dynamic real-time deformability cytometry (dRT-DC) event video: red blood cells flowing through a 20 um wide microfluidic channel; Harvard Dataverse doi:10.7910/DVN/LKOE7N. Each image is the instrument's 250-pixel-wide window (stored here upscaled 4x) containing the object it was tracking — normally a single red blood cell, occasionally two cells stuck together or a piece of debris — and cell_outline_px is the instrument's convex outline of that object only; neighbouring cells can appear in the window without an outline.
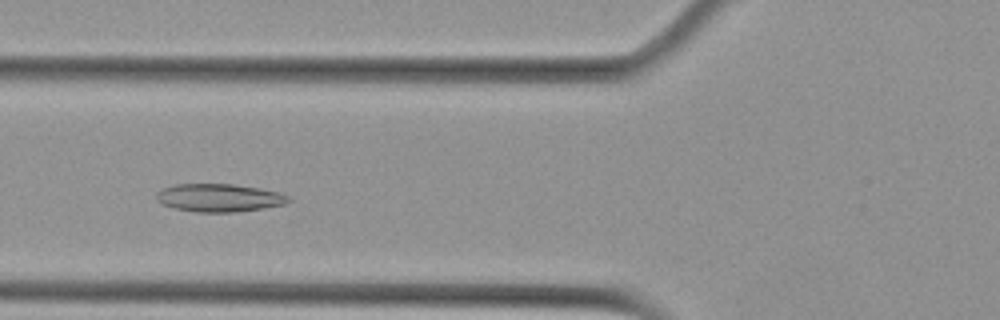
{"species": "Egyptian fruit bat (a non-hibernating species)", "species_latin": "Rousettus aegyptiacus", "temperature_condition": "cold", "stored_images_in_passage": 53, "camera_frame_rate_fps": 3000, "um_per_image_px": 0.085, "animal": {"sex": "female"}, "frame": {"image": 1, "passage_image": 18, "time_ms": 5.667, "image_size_px": [1000, 320], "cell_outline_px": [[292, 200], [284, 204], [236, 212], [196, 212], [176, 208], [160, 204], [156, 200], [156, 192], [172, 184], [232, 184], [280, 192], [288, 196]], "centroid_in_image_um": [18.58, 16.81], "position_along_channel_um": 107.2, "area_um2": 21.44}}
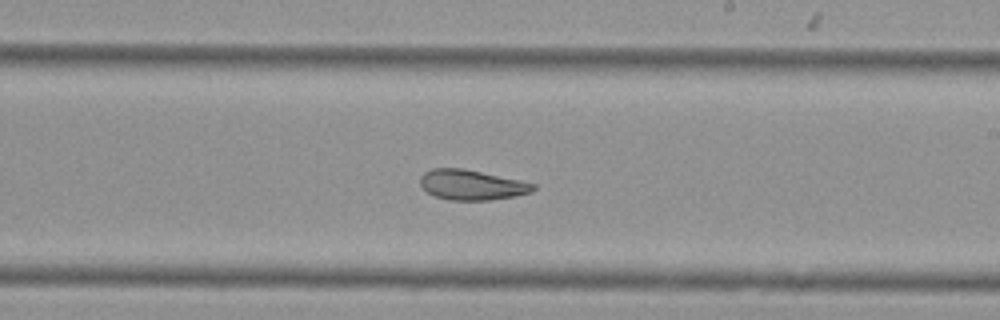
{"frame": {"image": 2, "passage_image": 30, "time_ms": 9.667, "image_size_px": [1000, 320], "cell_outline_px": [[536, 188], [532, 192], [516, 196], [488, 200], [448, 200], [436, 196], [428, 192], [420, 184], [420, 176], [424, 172], [432, 168], [464, 168], [536, 184]], "centroid_in_image_um": [40.09, 15.71], "position_along_channel_um": 248.9, "area_um2": 19.77}}
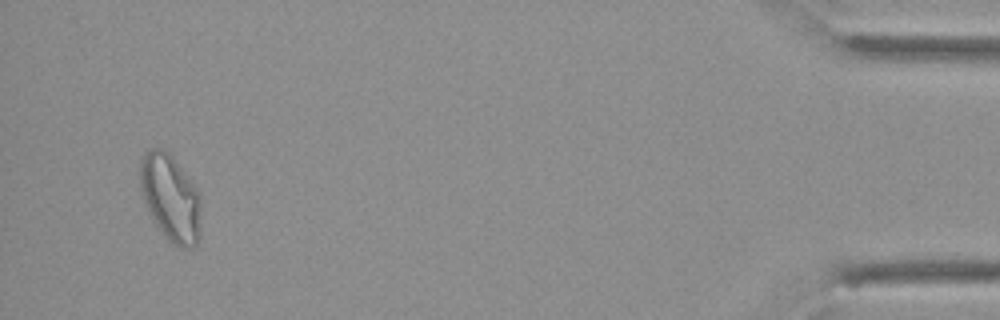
{"frame": {"image": 3, "passage_image": 51, "time_ms": 16.667, "image_size_px": [1000, 320], "cell_outline_px": [[200, 240], [196, 248], [180, 248], [168, 240], [152, 220], [144, 204], [140, 188], [140, 156], [144, 152], [152, 148], [160, 148], [168, 152], [172, 156], [200, 192]], "centroid_in_image_um": [14.49, 16.84], "position_along_channel_um": 420.7, "area_um2": 31.39}, "authors_computed_cell_mechanics": {"area_um2": 23.5246, "velocity_mm_per_s": 3.5511, "shape_relaxation_time_tau1_ms": 9.4374, "shape_relaxation_time_tau2_ms": 2.6654, "deformation_change_tau1": 0.1705, "deformation_change_tau2": 0.0653}}